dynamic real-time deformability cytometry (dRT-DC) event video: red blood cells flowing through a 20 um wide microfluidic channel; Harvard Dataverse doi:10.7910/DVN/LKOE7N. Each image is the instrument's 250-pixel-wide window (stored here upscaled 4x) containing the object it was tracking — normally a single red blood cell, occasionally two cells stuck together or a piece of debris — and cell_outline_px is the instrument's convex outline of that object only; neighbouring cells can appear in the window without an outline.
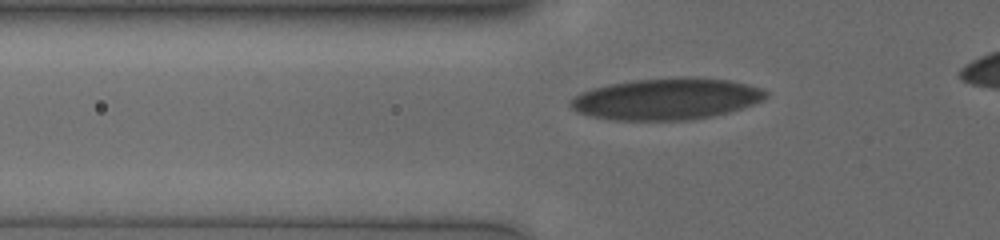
{"species": "human", "species_latin": "Homo sapiens", "temperature_condition": "cold", "stored_images_in_passage": 41, "camera_frame_rate_fps": 3000, "um_per_image_px": 0.085, "donor": {"sex": "male"}, "frame": {"image": 1, "passage_image": 9, "time_ms": 2.667, "image_size_px": [1000, 240], "cell_outline_px": [[768, 96], [764, 100], [728, 112], [712, 116], [688, 120], [612, 120], [592, 116], [576, 112], [568, 104], [568, 100], [572, 96], [580, 92], [592, 88], [608, 84], [632, 80], [676, 76], [684, 76], [728, 80], [760, 88], [768, 92]], "centroid_in_image_um": [56.59, 8.4], "position_along_channel_um": 69.2, "area_um2": 47.57}}
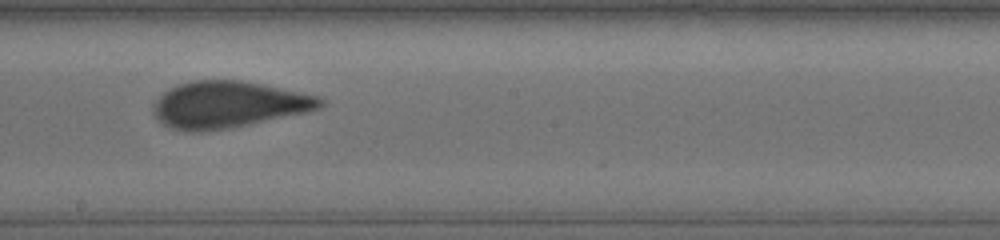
{"frame": {"image": 2, "passage_image": 22, "time_ms": 7.0, "image_size_px": [1000, 240], "cell_outline_px": [[324, 104], [320, 108], [308, 112], [228, 128], [196, 132], [188, 132], [172, 128], [164, 124], [152, 112], [152, 104], [164, 92], [176, 84], [192, 80], [240, 80], [260, 84], [316, 96], [324, 100]], "centroid_in_image_um": [19.36, 8.89], "position_along_channel_um": 228.8, "area_um2": 44.91}}
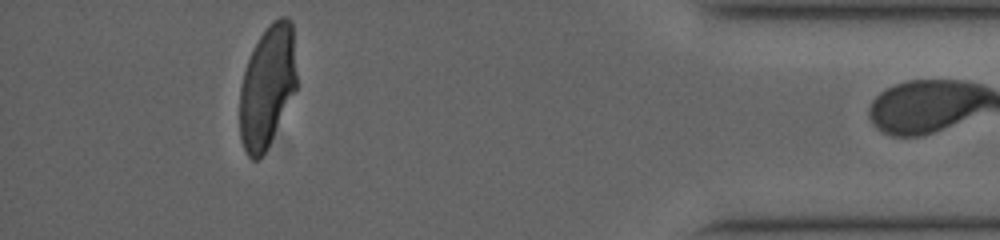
{"frame": {"image": 3, "passage_image": 40, "time_ms": 13.0, "image_size_px": [1000, 240], "cell_outline_px": [[296, 88], [268, 148], [260, 160], [252, 160], [248, 156], [244, 148], [240, 136], [240, 88], [244, 72], [248, 60], [260, 36], [268, 24], [272, 20], [280, 16], [288, 16], [292, 20], [296, 72]], "centroid_in_image_um": [22.72, 7.35], "position_along_channel_um": 412.5, "area_um2": 40.52}}